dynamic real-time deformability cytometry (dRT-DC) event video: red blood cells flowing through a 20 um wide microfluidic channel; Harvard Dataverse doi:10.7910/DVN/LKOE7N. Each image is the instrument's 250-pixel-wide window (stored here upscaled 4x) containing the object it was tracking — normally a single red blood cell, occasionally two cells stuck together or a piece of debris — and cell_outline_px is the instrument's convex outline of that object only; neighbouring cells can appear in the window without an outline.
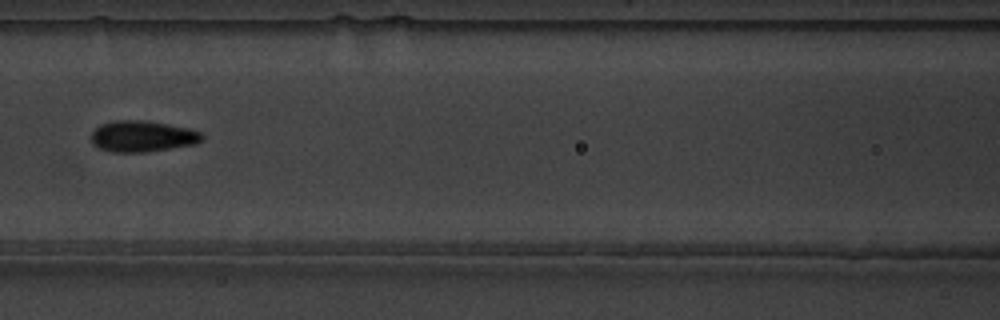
{"species": "common noctule bat (a hibernating species)", "species_latin": "Nyctalus noctula", "temperature_condition": "warm", "stored_images_in_passage": 9, "camera_frame_rate_fps": 3000, "um_per_image_px": 0.085, "animal": {"sex": "male", "body_mass_g": 19.5, "forearm_length_mm": 54.6}, "frame": {"image": 1, "passage_image": 9, "time_ms": 2.667, "image_size_px": [1000, 320], "cell_outline_px": [[204, 140], [196, 144], [144, 152], [112, 152], [100, 148], [92, 144], [92, 132], [100, 124], [112, 120], [144, 120], [168, 124], [188, 128], [200, 132], [204, 136]], "centroid_in_image_um": [12.11, 11.58], "position_along_channel_um": 154.5, "area_um2": 20.17}}